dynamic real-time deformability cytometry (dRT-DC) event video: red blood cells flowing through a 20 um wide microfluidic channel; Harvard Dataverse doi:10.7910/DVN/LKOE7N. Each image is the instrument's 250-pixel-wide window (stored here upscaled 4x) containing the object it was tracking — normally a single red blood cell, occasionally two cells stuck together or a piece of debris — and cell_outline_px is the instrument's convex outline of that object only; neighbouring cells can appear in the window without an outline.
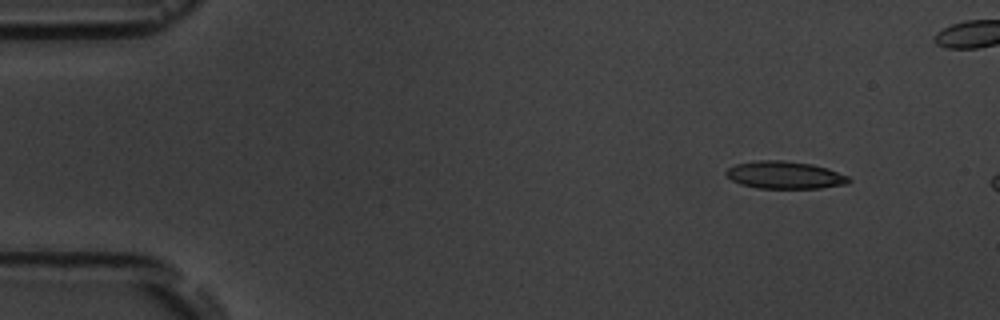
{"species": "common noctule bat (a hibernating species)", "species_latin": "Nyctalus noctula", "temperature_condition": "room temperature", "stored_images_in_passage": 3, "camera_frame_rate_fps": 3000, "um_per_image_px": 0.085, "animal": {"sex": "male", "body_mass_g": 19.5, "forearm_length_mm": 54.6}, "frame": {"image": 1, "passage_image": 2, "time_ms": 1.333, "image_size_px": [1000, 320], "cell_outline_px": [[852, 180], [848, 184], [820, 188], [756, 188], [740, 184], [732, 180], [724, 172], [728, 168], [736, 164], [756, 160], [784, 160], [812, 164], [828, 168], [848, 176]], "centroid_in_image_um": [66.72, 14.87], "position_along_channel_um": 18.3, "area_um2": 19.77}}